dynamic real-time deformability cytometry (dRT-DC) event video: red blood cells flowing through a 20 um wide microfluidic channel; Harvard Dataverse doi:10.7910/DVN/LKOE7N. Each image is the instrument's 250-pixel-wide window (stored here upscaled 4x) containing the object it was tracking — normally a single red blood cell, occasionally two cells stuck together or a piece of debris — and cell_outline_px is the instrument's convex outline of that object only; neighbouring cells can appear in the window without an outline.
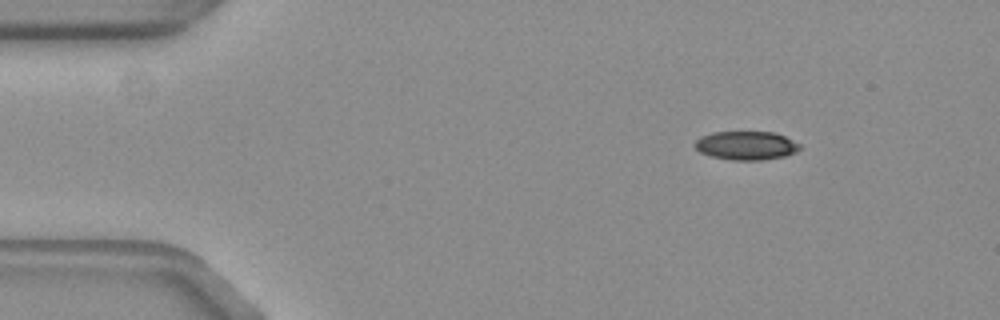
{"species": "common noctule bat (a hibernating species)", "species_latin": "Nyctalus noctula", "temperature_condition": "warm", "stored_images_in_passage": 48, "camera_frame_rate_fps": 3000, "um_per_image_px": 0.085, "animal": {"sex": "female", "body_mass_g": 19.3, "forearm_length_mm": 54.1}, "frame": {"image": 1, "passage_image": 1, "time_ms": 0.0, "image_size_px": [1000, 320], "cell_outline_px": [[800, 148], [796, 152], [784, 156], [760, 160], [732, 160], [712, 156], [700, 152], [692, 144], [700, 136], [712, 132], [772, 132], [784, 136], [800, 144]], "centroid_in_image_um": [63.39, 12.36], "position_along_channel_um": 21.6, "area_um2": 17.46}}
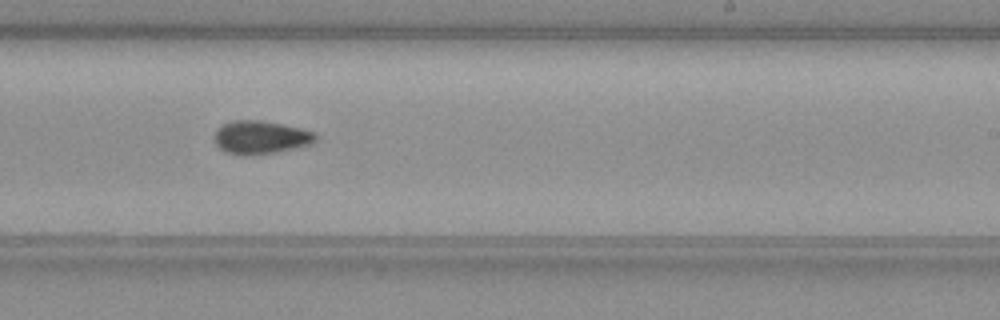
{"frame": {"image": 2, "passage_image": 27, "time_ms": 8.667, "image_size_px": [1000, 320], "cell_outline_px": [[316, 140], [312, 144], [296, 148], [276, 152], [252, 156], [240, 156], [224, 152], [216, 144], [216, 128], [232, 120], [260, 120], [300, 128], [316, 132]], "centroid_in_image_um": [22.16, 11.69], "position_along_channel_um": 266.8, "area_um2": 19.77}}
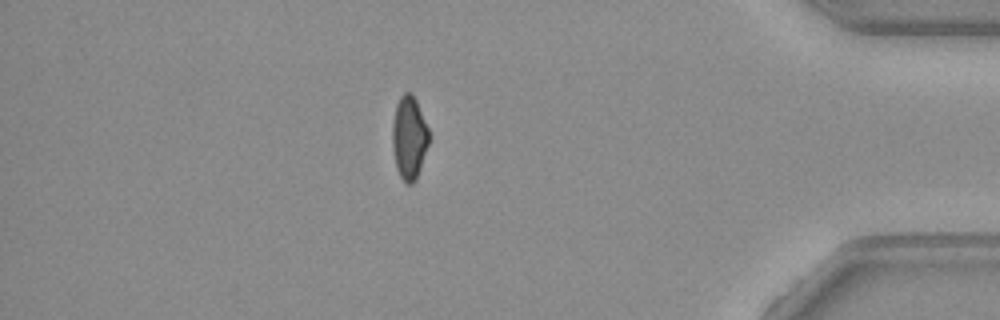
{"frame": {"image": 3, "passage_image": 41, "time_ms": 13.333, "image_size_px": [1000, 320], "cell_outline_px": [[432, 136], [416, 180], [412, 184], [408, 184], [400, 176], [396, 168], [392, 148], [392, 124], [396, 104], [400, 96], [404, 92], [412, 92], [416, 100]], "centroid_in_image_um": [34.79, 11.69], "position_along_channel_um": 400.4, "area_um2": 18.15}, "authors_computed_cell_mechanics": {"area_um2": 18.6983, "velocity_mm_per_s": 3.7602, "shape_relaxation_time_tau1_ms": 8.7359, "shape_relaxation_time_tau2_ms": null, "deformation_change_tau1": 0.1738, "deformation_change_tau2": null}}